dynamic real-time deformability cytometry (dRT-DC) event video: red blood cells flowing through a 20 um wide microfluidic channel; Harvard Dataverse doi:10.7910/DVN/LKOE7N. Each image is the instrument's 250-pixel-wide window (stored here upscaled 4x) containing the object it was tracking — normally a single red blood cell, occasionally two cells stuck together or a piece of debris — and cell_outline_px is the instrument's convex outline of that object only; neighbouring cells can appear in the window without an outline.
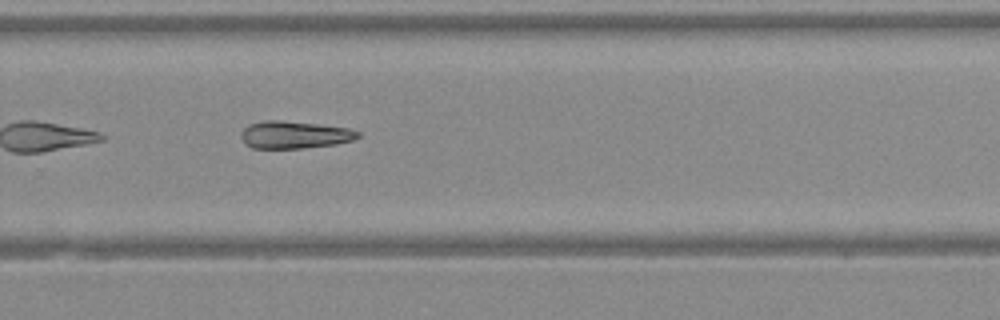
{"species": "Egyptian fruit bat (a non-hibernating species)", "species_latin": "Rousettus aegyptiacus", "temperature_condition": "warm", "stored_images_in_passage": 31, "camera_frame_rate_fps": 3000, "um_per_image_px": 0.085, "animal": {"sex": "female"}, "frame": {"image": 1, "passage_image": 18, "time_ms": 5.667, "image_size_px": [1000, 320], "cell_outline_px": [[360, 136], [352, 140], [336, 144], [300, 148], [252, 148], [240, 136], [240, 132], [248, 124], [264, 120], [280, 120], [316, 124], [348, 128], [360, 132]], "centroid_in_image_um": [25.01, 11.45], "position_along_channel_um": 304.8, "area_um2": 18.5}}